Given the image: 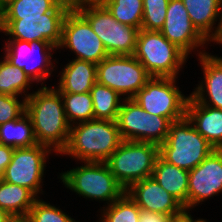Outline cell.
I'll list each match as a JSON object with an SVG mask.
<instances>
[{
    "label": "cell",
    "instance_id": "cell-27",
    "mask_svg": "<svg viewBox=\"0 0 222 222\" xmlns=\"http://www.w3.org/2000/svg\"><path fill=\"white\" fill-rule=\"evenodd\" d=\"M60 94L63 100L65 116L70 126L74 125V123L94 119L93 101L90 92Z\"/></svg>",
    "mask_w": 222,
    "mask_h": 222
},
{
    "label": "cell",
    "instance_id": "cell-7",
    "mask_svg": "<svg viewBox=\"0 0 222 222\" xmlns=\"http://www.w3.org/2000/svg\"><path fill=\"white\" fill-rule=\"evenodd\" d=\"M83 163L84 166L60 173V179L67 188L84 198L106 201L107 206L125 193L126 190L118 183L105 162Z\"/></svg>",
    "mask_w": 222,
    "mask_h": 222
},
{
    "label": "cell",
    "instance_id": "cell-15",
    "mask_svg": "<svg viewBox=\"0 0 222 222\" xmlns=\"http://www.w3.org/2000/svg\"><path fill=\"white\" fill-rule=\"evenodd\" d=\"M220 192L222 193V149H214L189 171L187 210Z\"/></svg>",
    "mask_w": 222,
    "mask_h": 222
},
{
    "label": "cell",
    "instance_id": "cell-37",
    "mask_svg": "<svg viewBox=\"0 0 222 222\" xmlns=\"http://www.w3.org/2000/svg\"><path fill=\"white\" fill-rule=\"evenodd\" d=\"M16 220L6 211L0 208V222H15Z\"/></svg>",
    "mask_w": 222,
    "mask_h": 222
},
{
    "label": "cell",
    "instance_id": "cell-9",
    "mask_svg": "<svg viewBox=\"0 0 222 222\" xmlns=\"http://www.w3.org/2000/svg\"><path fill=\"white\" fill-rule=\"evenodd\" d=\"M152 78L133 55H109L97 64V82L132 99Z\"/></svg>",
    "mask_w": 222,
    "mask_h": 222
},
{
    "label": "cell",
    "instance_id": "cell-36",
    "mask_svg": "<svg viewBox=\"0 0 222 222\" xmlns=\"http://www.w3.org/2000/svg\"><path fill=\"white\" fill-rule=\"evenodd\" d=\"M188 211L184 209L180 214L173 216L170 222H207L205 219L194 220Z\"/></svg>",
    "mask_w": 222,
    "mask_h": 222
},
{
    "label": "cell",
    "instance_id": "cell-23",
    "mask_svg": "<svg viewBox=\"0 0 222 222\" xmlns=\"http://www.w3.org/2000/svg\"><path fill=\"white\" fill-rule=\"evenodd\" d=\"M38 198L27 188L0 179V208L16 221H24Z\"/></svg>",
    "mask_w": 222,
    "mask_h": 222
},
{
    "label": "cell",
    "instance_id": "cell-32",
    "mask_svg": "<svg viewBox=\"0 0 222 222\" xmlns=\"http://www.w3.org/2000/svg\"><path fill=\"white\" fill-rule=\"evenodd\" d=\"M24 222H77L56 206L37 199Z\"/></svg>",
    "mask_w": 222,
    "mask_h": 222
},
{
    "label": "cell",
    "instance_id": "cell-31",
    "mask_svg": "<svg viewBox=\"0 0 222 222\" xmlns=\"http://www.w3.org/2000/svg\"><path fill=\"white\" fill-rule=\"evenodd\" d=\"M170 0H143L142 29L160 31L164 25Z\"/></svg>",
    "mask_w": 222,
    "mask_h": 222
},
{
    "label": "cell",
    "instance_id": "cell-39",
    "mask_svg": "<svg viewBox=\"0 0 222 222\" xmlns=\"http://www.w3.org/2000/svg\"><path fill=\"white\" fill-rule=\"evenodd\" d=\"M0 31H2V7L0 5Z\"/></svg>",
    "mask_w": 222,
    "mask_h": 222
},
{
    "label": "cell",
    "instance_id": "cell-38",
    "mask_svg": "<svg viewBox=\"0 0 222 222\" xmlns=\"http://www.w3.org/2000/svg\"><path fill=\"white\" fill-rule=\"evenodd\" d=\"M212 42H216V44L220 43L219 45L222 44V24H221V29H220L218 36Z\"/></svg>",
    "mask_w": 222,
    "mask_h": 222
},
{
    "label": "cell",
    "instance_id": "cell-5",
    "mask_svg": "<svg viewBox=\"0 0 222 222\" xmlns=\"http://www.w3.org/2000/svg\"><path fill=\"white\" fill-rule=\"evenodd\" d=\"M133 56L152 77L178 78L188 56L168 41L160 31L141 29L137 35Z\"/></svg>",
    "mask_w": 222,
    "mask_h": 222
},
{
    "label": "cell",
    "instance_id": "cell-16",
    "mask_svg": "<svg viewBox=\"0 0 222 222\" xmlns=\"http://www.w3.org/2000/svg\"><path fill=\"white\" fill-rule=\"evenodd\" d=\"M160 33L187 56L209 42L193 25L182 0H170Z\"/></svg>",
    "mask_w": 222,
    "mask_h": 222
},
{
    "label": "cell",
    "instance_id": "cell-1",
    "mask_svg": "<svg viewBox=\"0 0 222 222\" xmlns=\"http://www.w3.org/2000/svg\"><path fill=\"white\" fill-rule=\"evenodd\" d=\"M26 113L31 118L38 144L61 154L68 144L70 125L60 92L43 85L26 98Z\"/></svg>",
    "mask_w": 222,
    "mask_h": 222
},
{
    "label": "cell",
    "instance_id": "cell-41",
    "mask_svg": "<svg viewBox=\"0 0 222 222\" xmlns=\"http://www.w3.org/2000/svg\"><path fill=\"white\" fill-rule=\"evenodd\" d=\"M71 1L72 3L77 2V1H81V0H68Z\"/></svg>",
    "mask_w": 222,
    "mask_h": 222
},
{
    "label": "cell",
    "instance_id": "cell-33",
    "mask_svg": "<svg viewBox=\"0 0 222 222\" xmlns=\"http://www.w3.org/2000/svg\"><path fill=\"white\" fill-rule=\"evenodd\" d=\"M18 101V96L0 94V125L18 119L26 112V99Z\"/></svg>",
    "mask_w": 222,
    "mask_h": 222
},
{
    "label": "cell",
    "instance_id": "cell-28",
    "mask_svg": "<svg viewBox=\"0 0 222 222\" xmlns=\"http://www.w3.org/2000/svg\"><path fill=\"white\" fill-rule=\"evenodd\" d=\"M124 25L142 29L143 0H99Z\"/></svg>",
    "mask_w": 222,
    "mask_h": 222
},
{
    "label": "cell",
    "instance_id": "cell-4",
    "mask_svg": "<svg viewBox=\"0 0 222 222\" xmlns=\"http://www.w3.org/2000/svg\"><path fill=\"white\" fill-rule=\"evenodd\" d=\"M73 6L88 20L109 55H133L139 29L116 21L99 0H81Z\"/></svg>",
    "mask_w": 222,
    "mask_h": 222
},
{
    "label": "cell",
    "instance_id": "cell-2",
    "mask_svg": "<svg viewBox=\"0 0 222 222\" xmlns=\"http://www.w3.org/2000/svg\"><path fill=\"white\" fill-rule=\"evenodd\" d=\"M122 141L116 121L93 119L70 126L68 144L61 155L81 162H105Z\"/></svg>",
    "mask_w": 222,
    "mask_h": 222
},
{
    "label": "cell",
    "instance_id": "cell-24",
    "mask_svg": "<svg viewBox=\"0 0 222 222\" xmlns=\"http://www.w3.org/2000/svg\"><path fill=\"white\" fill-rule=\"evenodd\" d=\"M0 144L27 148L38 144L30 116L25 112L18 119L0 125Z\"/></svg>",
    "mask_w": 222,
    "mask_h": 222
},
{
    "label": "cell",
    "instance_id": "cell-17",
    "mask_svg": "<svg viewBox=\"0 0 222 222\" xmlns=\"http://www.w3.org/2000/svg\"><path fill=\"white\" fill-rule=\"evenodd\" d=\"M125 192L143 211L173 217L184 210L183 205L163 189L153 177L135 182Z\"/></svg>",
    "mask_w": 222,
    "mask_h": 222
},
{
    "label": "cell",
    "instance_id": "cell-30",
    "mask_svg": "<svg viewBox=\"0 0 222 222\" xmlns=\"http://www.w3.org/2000/svg\"><path fill=\"white\" fill-rule=\"evenodd\" d=\"M99 222H139L141 209L125 192L106 208Z\"/></svg>",
    "mask_w": 222,
    "mask_h": 222
},
{
    "label": "cell",
    "instance_id": "cell-6",
    "mask_svg": "<svg viewBox=\"0 0 222 222\" xmlns=\"http://www.w3.org/2000/svg\"><path fill=\"white\" fill-rule=\"evenodd\" d=\"M159 146L123 140L105 161L118 183L127 190L135 182L152 177Z\"/></svg>",
    "mask_w": 222,
    "mask_h": 222
},
{
    "label": "cell",
    "instance_id": "cell-29",
    "mask_svg": "<svg viewBox=\"0 0 222 222\" xmlns=\"http://www.w3.org/2000/svg\"><path fill=\"white\" fill-rule=\"evenodd\" d=\"M32 80L25 74L22 69L13 66L8 60L0 61V94L20 96L24 93L26 99L29 93L25 92L29 89Z\"/></svg>",
    "mask_w": 222,
    "mask_h": 222
},
{
    "label": "cell",
    "instance_id": "cell-10",
    "mask_svg": "<svg viewBox=\"0 0 222 222\" xmlns=\"http://www.w3.org/2000/svg\"><path fill=\"white\" fill-rule=\"evenodd\" d=\"M172 77H152L132 98L150 114L166 117L171 122L186 116L188 97L179 90Z\"/></svg>",
    "mask_w": 222,
    "mask_h": 222
},
{
    "label": "cell",
    "instance_id": "cell-13",
    "mask_svg": "<svg viewBox=\"0 0 222 222\" xmlns=\"http://www.w3.org/2000/svg\"><path fill=\"white\" fill-rule=\"evenodd\" d=\"M49 147L37 144L27 148H15L11 162L6 167L2 180L29 189L37 198L42 191V178Z\"/></svg>",
    "mask_w": 222,
    "mask_h": 222
},
{
    "label": "cell",
    "instance_id": "cell-25",
    "mask_svg": "<svg viewBox=\"0 0 222 222\" xmlns=\"http://www.w3.org/2000/svg\"><path fill=\"white\" fill-rule=\"evenodd\" d=\"M63 0H11L2 7V20H18L22 17H45Z\"/></svg>",
    "mask_w": 222,
    "mask_h": 222
},
{
    "label": "cell",
    "instance_id": "cell-20",
    "mask_svg": "<svg viewBox=\"0 0 222 222\" xmlns=\"http://www.w3.org/2000/svg\"><path fill=\"white\" fill-rule=\"evenodd\" d=\"M190 20L196 29L208 40L213 41L222 24V0H182ZM220 16V17H219ZM219 23L214 27L215 21ZM215 29H214V28Z\"/></svg>",
    "mask_w": 222,
    "mask_h": 222
},
{
    "label": "cell",
    "instance_id": "cell-35",
    "mask_svg": "<svg viewBox=\"0 0 222 222\" xmlns=\"http://www.w3.org/2000/svg\"><path fill=\"white\" fill-rule=\"evenodd\" d=\"M172 216L141 210L139 222H170Z\"/></svg>",
    "mask_w": 222,
    "mask_h": 222
},
{
    "label": "cell",
    "instance_id": "cell-14",
    "mask_svg": "<svg viewBox=\"0 0 222 222\" xmlns=\"http://www.w3.org/2000/svg\"><path fill=\"white\" fill-rule=\"evenodd\" d=\"M54 49L58 48L48 41L8 40L5 44L6 55L3 58L22 69L32 82L39 83L45 81L55 67L51 62V51Z\"/></svg>",
    "mask_w": 222,
    "mask_h": 222
},
{
    "label": "cell",
    "instance_id": "cell-40",
    "mask_svg": "<svg viewBox=\"0 0 222 222\" xmlns=\"http://www.w3.org/2000/svg\"><path fill=\"white\" fill-rule=\"evenodd\" d=\"M8 1H11V0H0L1 7H3Z\"/></svg>",
    "mask_w": 222,
    "mask_h": 222
},
{
    "label": "cell",
    "instance_id": "cell-11",
    "mask_svg": "<svg viewBox=\"0 0 222 222\" xmlns=\"http://www.w3.org/2000/svg\"><path fill=\"white\" fill-rule=\"evenodd\" d=\"M72 6L71 1L63 0L53 11L45 13V17L2 20V32L10 35L9 40L48 41L58 47L64 17Z\"/></svg>",
    "mask_w": 222,
    "mask_h": 222
},
{
    "label": "cell",
    "instance_id": "cell-12",
    "mask_svg": "<svg viewBox=\"0 0 222 222\" xmlns=\"http://www.w3.org/2000/svg\"><path fill=\"white\" fill-rule=\"evenodd\" d=\"M63 47L72 50L77 55L75 59L94 64L109 56L88 20L74 6L69 9L63 20L61 42L57 48Z\"/></svg>",
    "mask_w": 222,
    "mask_h": 222
},
{
    "label": "cell",
    "instance_id": "cell-18",
    "mask_svg": "<svg viewBox=\"0 0 222 222\" xmlns=\"http://www.w3.org/2000/svg\"><path fill=\"white\" fill-rule=\"evenodd\" d=\"M204 51H200L198 57L205 80L190 95L200 104L222 110V57Z\"/></svg>",
    "mask_w": 222,
    "mask_h": 222
},
{
    "label": "cell",
    "instance_id": "cell-22",
    "mask_svg": "<svg viewBox=\"0 0 222 222\" xmlns=\"http://www.w3.org/2000/svg\"><path fill=\"white\" fill-rule=\"evenodd\" d=\"M152 177L187 210L188 170L169 164L158 156L154 164Z\"/></svg>",
    "mask_w": 222,
    "mask_h": 222
},
{
    "label": "cell",
    "instance_id": "cell-19",
    "mask_svg": "<svg viewBox=\"0 0 222 222\" xmlns=\"http://www.w3.org/2000/svg\"><path fill=\"white\" fill-rule=\"evenodd\" d=\"M186 116L195 129L215 148L222 149V110L198 103L191 95Z\"/></svg>",
    "mask_w": 222,
    "mask_h": 222
},
{
    "label": "cell",
    "instance_id": "cell-34",
    "mask_svg": "<svg viewBox=\"0 0 222 222\" xmlns=\"http://www.w3.org/2000/svg\"><path fill=\"white\" fill-rule=\"evenodd\" d=\"M14 148L8 145L0 144V179H2L4 171L11 162Z\"/></svg>",
    "mask_w": 222,
    "mask_h": 222
},
{
    "label": "cell",
    "instance_id": "cell-26",
    "mask_svg": "<svg viewBox=\"0 0 222 222\" xmlns=\"http://www.w3.org/2000/svg\"><path fill=\"white\" fill-rule=\"evenodd\" d=\"M94 119L116 121L122 104L121 95L106 85L96 82L90 90Z\"/></svg>",
    "mask_w": 222,
    "mask_h": 222
},
{
    "label": "cell",
    "instance_id": "cell-8",
    "mask_svg": "<svg viewBox=\"0 0 222 222\" xmlns=\"http://www.w3.org/2000/svg\"><path fill=\"white\" fill-rule=\"evenodd\" d=\"M116 122L122 140L158 146L165 142L171 124L166 117L148 113L133 99H123Z\"/></svg>",
    "mask_w": 222,
    "mask_h": 222
},
{
    "label": "cell",
    "instance_id": "cell-21",
    "mask_svg": "<svg viewBox=\"0 0 222 222\" xmlns=\"http://www.w3.org/2000/svg\"><path fill=\"white\" fill-rule=\"evenodd\" d=\"M59 81L60 93L90 92L97 82V64L74 59L63 68Z\"/></svg>",
    "mask_w": 222,
    "mask_h": 222
},
{
    "label": "cell",
    "instance_id": "cell-3",
    "mask_svg": "<svg viewBox=\"0 0 222 222\" xmlns=\"http://www.w3.org/2000/svg\"><path fill=\"white\" fill-rule=\"evenodd\" d=\"M215 148L184 118L171 122L159 156L167 163L185 170L198 166Z\"/></svg>",
    "mask_w": 222,
    "mask_h": 222
}]
</instances>
